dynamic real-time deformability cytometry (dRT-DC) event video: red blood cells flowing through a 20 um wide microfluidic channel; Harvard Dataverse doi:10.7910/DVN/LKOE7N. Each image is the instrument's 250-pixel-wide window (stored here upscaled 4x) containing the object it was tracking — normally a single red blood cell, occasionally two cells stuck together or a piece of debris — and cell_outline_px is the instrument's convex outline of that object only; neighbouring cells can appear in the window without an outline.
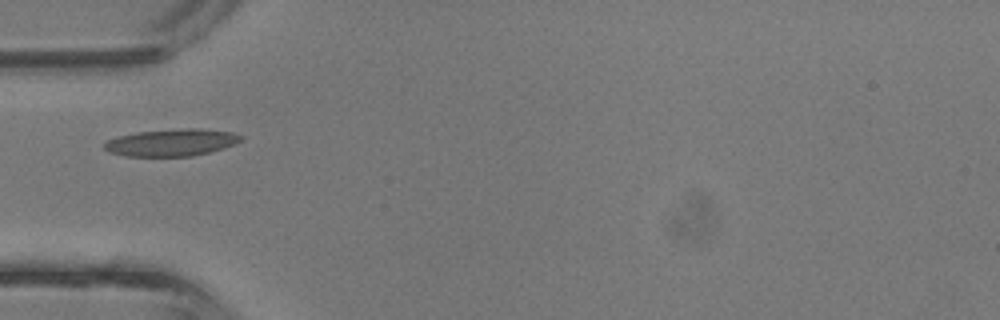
{"species": "common noctule bat (a hibernating species)", "species_latin": "Nyctalus noctula", "temperature_condition": "room temperature", "stored_images_in_passage": 5, "camera_frame_rate_fps": 3000, "um_per_image_px": 0.085, "animal": {"sex": "male", "body_mass_g": 13.3}, "frame": {"image": 1, "passage_image": 4, "time_ms": 1.0, "image_size_px": [1000, 320], "cell_outline_px": [[244, 140], [236, 144], [224, 148], [192, 156], [128, 156], [108, 152], [104, 148], [104, 144], [108, 140], [120, 136], [136, 132], [188, 128], [200, 128], [232, 132], [244, 136]], "centroid_in_image_um": [14.64, 12.11], "position_along_channel_um": 70.4, "area_um2": 21.56}}
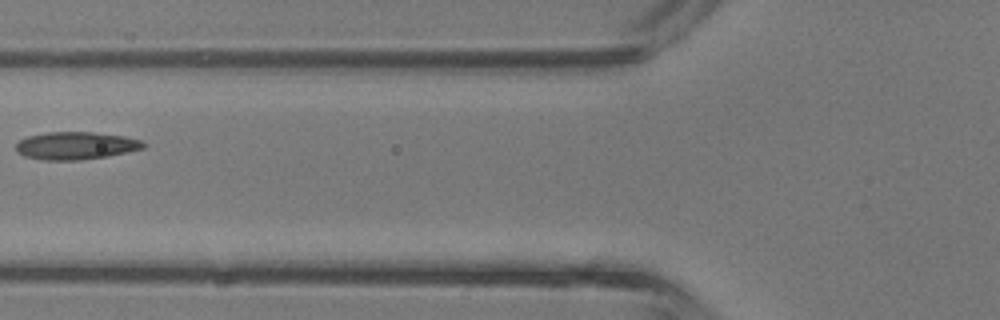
{"frame": {"image": 2, "passage_image": 5, "time_ms": 1.333, "image_size_px": [1000, 320], "cell_outline_px": [[144, 148], [128, 152], [108, 156], [80, 160], [44, 160], [24, 156], [16, 152], [16, 144], [20, 140], [28, 136], [48, 132], [92, 132], [124, 136], [140, 140], [144, 144]], "centroid_in_image_um": [6.42, 12.38], "position_along_channel_um": 119.4, "area_um2": 20.46}}